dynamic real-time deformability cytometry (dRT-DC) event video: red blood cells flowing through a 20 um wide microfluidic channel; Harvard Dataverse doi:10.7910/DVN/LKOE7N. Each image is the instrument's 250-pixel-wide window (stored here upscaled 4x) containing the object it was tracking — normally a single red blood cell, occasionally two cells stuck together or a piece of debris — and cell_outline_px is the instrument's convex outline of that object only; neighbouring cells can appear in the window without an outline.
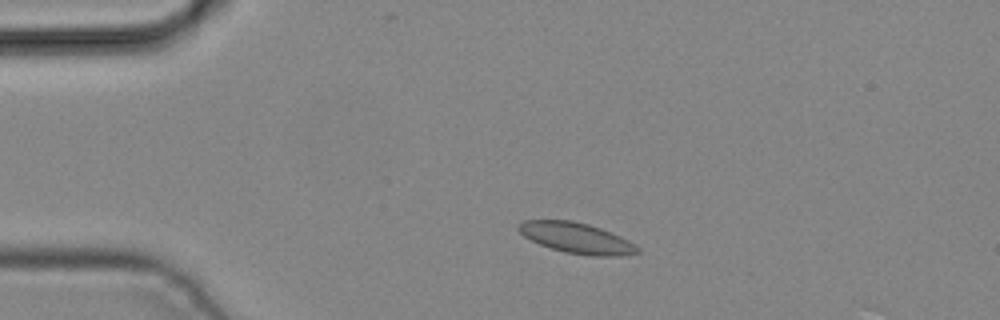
{"species": "common noctule bat (a hibernating species)", "species_latin": "Nyctalus noctula", "temperature_condition": "cold", "stored_images_in_passage": 4, "camera_frame_rate_fps": 3000, "um_per_image_px": 0.085, "animal": {"sex": "male", "body_mass_g": 19.2, "forearm_length_mm": 51.8}, "frame": {"image": 1, "passage_image": 1, "time_ms": 0.0, "image_size_px": [1000, 320], "cell_outline_px": [[640, 252], [620, 256], [592, 256], [564, 252], [540, 244], [524, 236], [516, 228], [524, 220], [572, 220], [588, 224], [600, 228], [620, 236], [636, 244], [640, 248]], "centroid_in_image_um": [49.04, 20.23], "position_along_channel_um": 36.0, "area_um2": 21.15}}
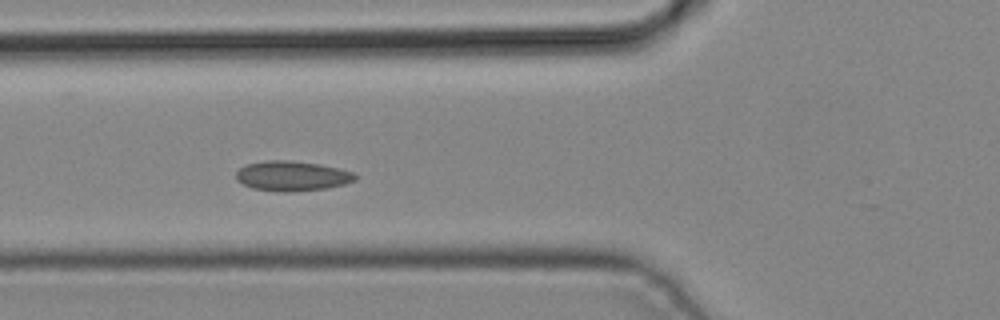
{"frame": {"image": 2, "passage_image": 3, "time_ms": 0.667, "image_size_px": [1000, 320], "cell_outline_px": [[356, 180], [344, 184], [328, 188], [288, 192], [284, 192], [252, 188], [236, 180], [236, 172], [244, 164], [264, 160], [292, 160], [320, 164], [340, 168], [352, 172], [356, 176]], "centroid_in_image_um": [24.81, 14.94], "position_along_channel_um": 101.0, "area_um2": 20.92}}
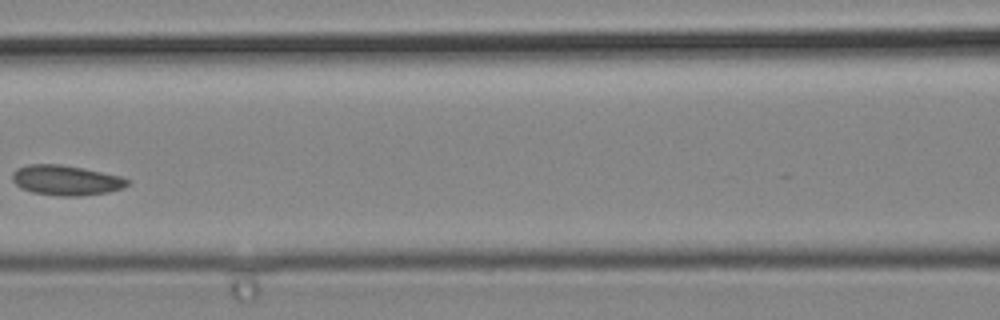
{"frame": {"image": 3, "passage_image": 4, "time_ms": 1.0, "image_size_px": [1000, 320], "cell_outline_px": [[128, 184], [120, 188], [108, 192], [80, 196], [60, 196], [32, 192], [20, 188], [12, 180], [12, 172], [16, 168], [28, 164], [60, 164], [84, 168], [120, 176], [128, 180]], "centroid_in_image_um": [5.55, 15.31], "position_along_channel_um": 161.0, "area_um2": 20.11}}